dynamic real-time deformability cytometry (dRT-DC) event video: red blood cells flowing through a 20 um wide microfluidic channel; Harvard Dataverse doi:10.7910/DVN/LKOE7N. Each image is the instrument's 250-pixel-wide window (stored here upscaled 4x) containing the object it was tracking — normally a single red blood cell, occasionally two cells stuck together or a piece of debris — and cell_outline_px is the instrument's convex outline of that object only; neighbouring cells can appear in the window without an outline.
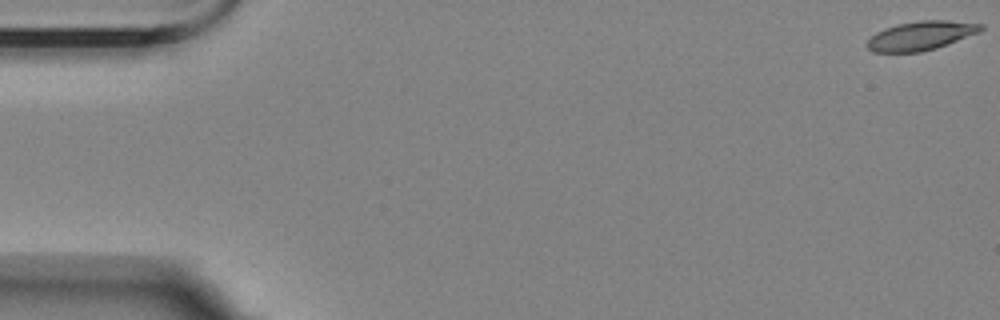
{"species": "Egyptian fruit bat (a non-hibernating species)", "species_latin": "Rousettus aegyptiacus", "temperature_condition": "room temperature", "stored_images_in_passage": 8, "camera_frame_rate_fps": 3000, "um_per_image_px": 0.085, "animal": {"sex": "female"}, "frame": {"image": 1, "passage_image": 1, "time_ms": 0.0, "image_size_px": [1000, 320], "cell_outline_px": [[984, 28], [980, 32], [936, 48], [920, 52], [872, 52], [864, 44], [876, 32], [884, 28], [896, 24], [920, 20], [948, 20], [984, 24]], "centroid_in_image_um": [78.26, 3.02], "position_along_channel_um": 6.7, "area_um2": 19.31}}
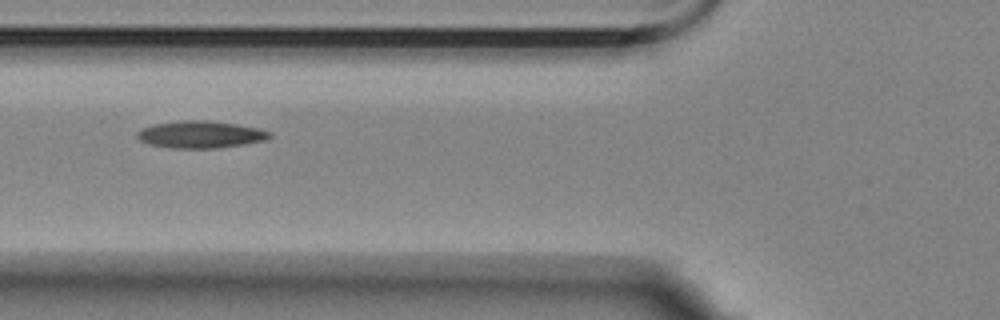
{"frame": {"image": 2, "passage_image": 6, "time_ms": 7.0, "image_size_px": [1000, 320], "cell_outline_px": [[272, 136], [264, 140], [244, 144], [216, 148], [172, 148], [152, 144], [140, 140], [136, 136], [136, 132], [140, 128], [152, 124], [180, 120], [208, 120], [236, 124], [260, 128], [272, 132]], "centroid_in_image_um": [17.04, 11.41], "position_along_channel_um": 108.8, "area_um2": 21.04}}
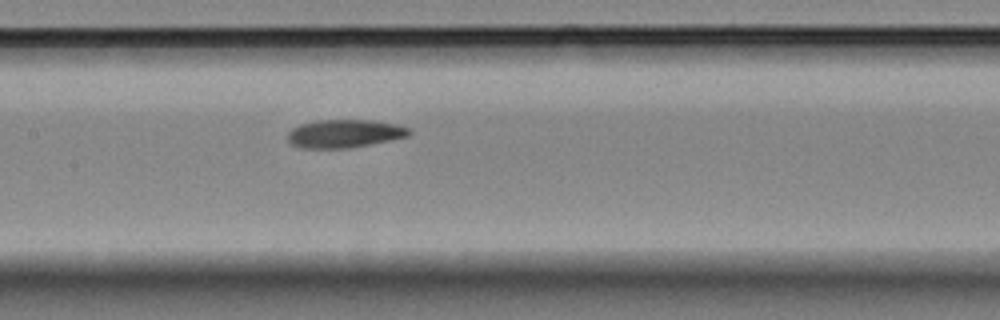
{"frame": {"image": 3, "passage_image": 8, "time_ms": 9.0, "image_size_px": [1000, 320], "cell_outline_px": [[412, 132], [408, 136], [348, 148], [300, 148], [292, 144], [288, 140], [288, 132], [292, 128], [300, 124], [320, 120], [372, 120], [396, 124], [412, 128]], "centroid_in_image_um": [29.28, 11.35], "position_along_channel_um": 178.1, "area_um2": 19.83}}